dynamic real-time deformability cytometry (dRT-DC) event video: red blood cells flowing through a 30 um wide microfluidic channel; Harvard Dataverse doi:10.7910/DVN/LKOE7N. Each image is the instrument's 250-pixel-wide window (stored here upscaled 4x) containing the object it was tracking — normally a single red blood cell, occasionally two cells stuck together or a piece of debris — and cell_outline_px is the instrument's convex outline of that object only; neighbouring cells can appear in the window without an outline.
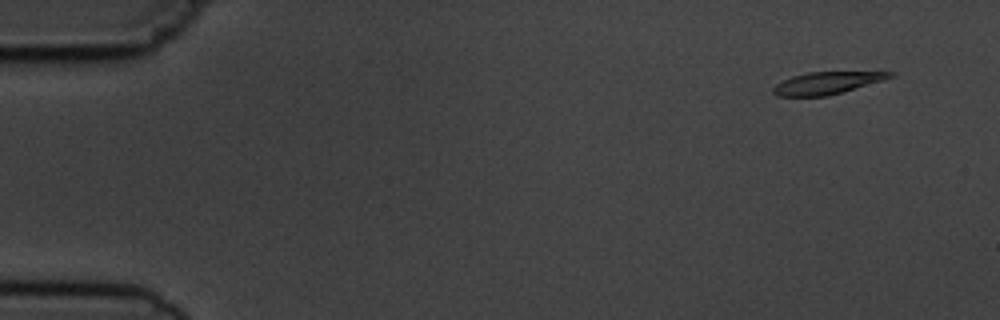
{"species": "common noctule bat (a hibernating species)", "species_latin": "Nyctalus noctula", "temperature_condition": "cold", "stored_images_in_passage": 6, "camera_frame_rate_fps": 3000, "um_per_image_px": 0.085, "animal": {"sex": "male", "body_mass_g": 19.5, "forearm_length_mm": 54.6}, "frame": {"image": 1, "passage_image": 2, "time_ms": 1.0, "image_size_px": [1000, 320], "cell_outline_px": [[896, 76], [828, 96], [776, 96], [772, 92], [772, 88], [776, 84], [792, 76], [808, 72], [896, 72]], "centroid_in_image_um": [70.27, 7.05], "position_along_channel_um": 14.7, "area_um2": 14.97}}
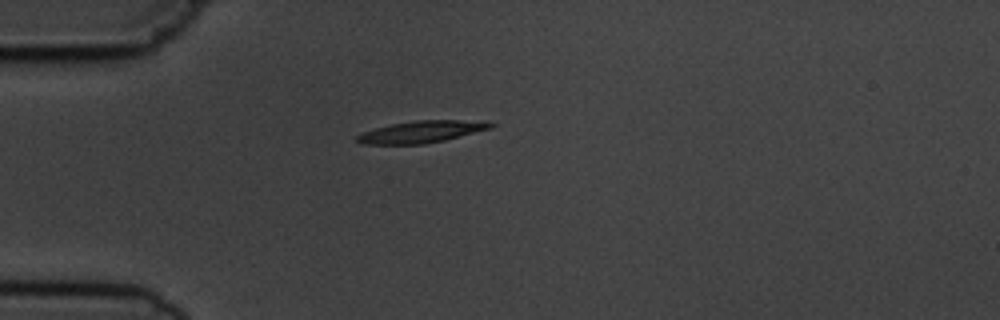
{"frame": {"image": 2, "passage_image": 5, "time_ms": 4.667, "image_size_px": [1000, 320], "cell_outline_px": [[496, 124], [492, 128], [444, 140], [424, 144], [364, 144], [356, 140], [356, 136], [364, 132], [376, 128], [392, 124], [416, 120], [460, 120]], "centroid_in_image_um": [35.79, 11.21], "position_along_channel_um": 49.2, "area_um2": 16.65}}